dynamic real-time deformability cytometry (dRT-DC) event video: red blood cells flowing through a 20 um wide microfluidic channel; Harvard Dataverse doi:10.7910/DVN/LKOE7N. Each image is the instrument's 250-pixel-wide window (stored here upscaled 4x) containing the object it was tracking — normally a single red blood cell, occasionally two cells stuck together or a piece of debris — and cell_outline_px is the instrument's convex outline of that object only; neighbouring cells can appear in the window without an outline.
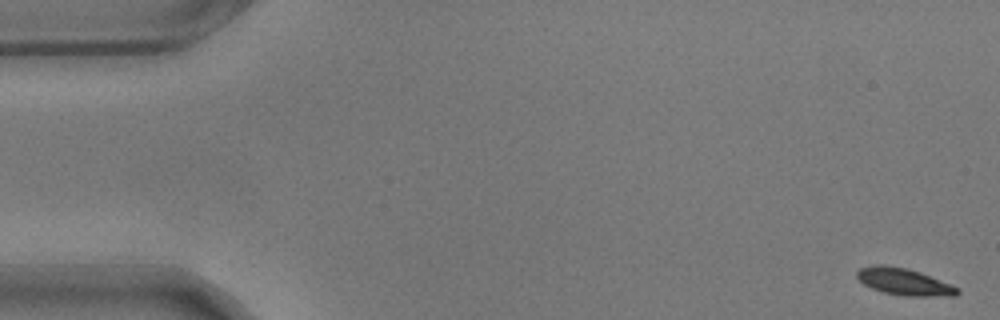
{"species": "common noctule bat (a hibernating species)", "species_latin": "Nyctalus noctula", "temperature_condition": "warm", "stored_images_in_passage": 58, "camera_frame_rate_fps": 3000, "um_per_image_px": 0.085, "animal": {"sex": "male", "body_mass_g": 17.9}, "frame": {"image": 1, "passage_image": 1, "time_ms": 0.0, "image_size_px": [1000, 320], "cell_outline_px": [[960, 292], [956, 296], [904, 296], [884, 292], [872, 288], [864, 284], [856, 276], [856, 272], [860, 268], [876, 264], [884, 264], [904, 268], [920, 272], [960, 288]], "centroid_in_image_um": [76.86, 23.95], "position_along_channel_um": 8.1, "area_um2": 15.66}}
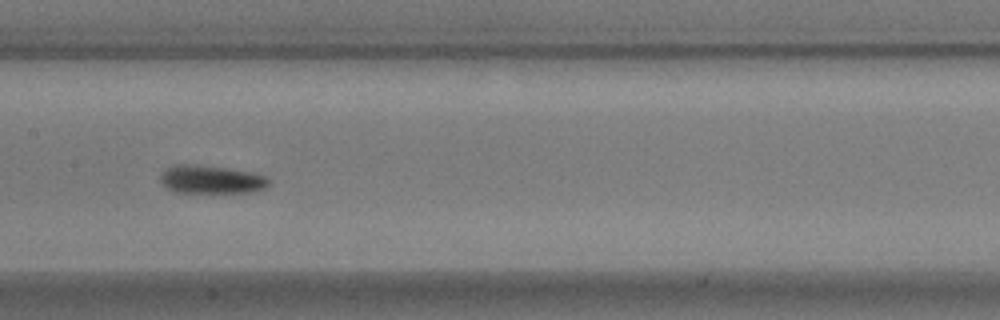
{"frame": {"image": 2, "passage_image": 28, "time_ms": 9.0, "image_size_px": [1000, 320], "cell_outline_px": [[272, 184], [264, 188], [252, 192], [176, 192], [160, 184], [160, 176], [164, 168], [172, 164], [196, 164], [228, 168], [252, 172], [264, 176], [272, 180]], "centroid_in_image_um": [17.94, 15.24], "position_along_channel_um": 189.5, "area_um2": 18.15}}
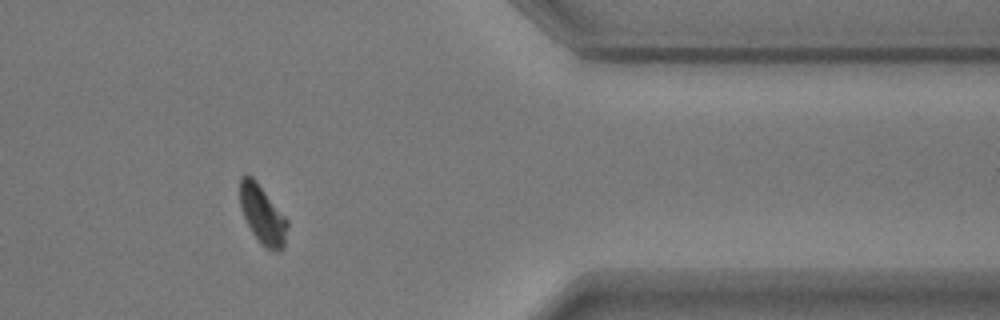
{"frame": {"image": 3, "passage_image": 47, "time_ms": 15.333, "image_size_px": [1000, 320], "cell_outline_px": [[288, 224], [284, 248], [280, 252], [276, 252], [268, 248], [252, 232], [240, 208], [240, 176], [252, 176], [256, 180], [288, 220]], "centroid_in_image_um": [22.33, 18.24], "position_along_channel_um": 389.1, "area_um2": 15.95}, "authors_computed_cell_mechanics": {"area_um2": 16.5886, "velocity_mm_per_s": 3.5037, "shape_relaxation_time_tau1_ms": 2.4414, "shape_relaxation_time_tau2_ms": null, "deformation_change_tau1": 0.1059, "deformation_change_tau2": null}}